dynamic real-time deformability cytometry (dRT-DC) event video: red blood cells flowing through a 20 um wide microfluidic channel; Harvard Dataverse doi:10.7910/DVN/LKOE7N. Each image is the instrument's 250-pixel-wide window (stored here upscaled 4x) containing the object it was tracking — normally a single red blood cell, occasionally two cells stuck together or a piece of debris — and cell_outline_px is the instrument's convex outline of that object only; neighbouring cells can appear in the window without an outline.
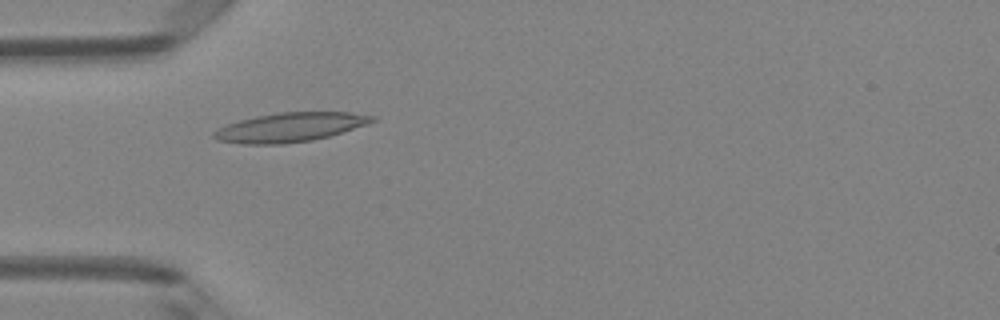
{"species": "Egyptian fruit bat (a non-hibernating species)", "species_latin": "Rousettus aegyptiacus", "temperature_condition": "room temperature", "stored_images_in_passage": 6, "camera_frame_rate_fps": 3000, "um_per_image_px": 0.085, "animal": {"sex": "female"}, "frame": {"image": 1, "passage_image": 5, "time_ms": 1.333, "image_size_px": [1000, 320], "cell_outline_px": [[376, 120], [368, 124], [328, 136], [312, 140], [284, 144], [240, 144], [216, 140], [212, 136], [212, 132], [228, 124], [240, 120], [256, 116], [280, 112], [348, 112], [376, 116]], "centroid_in_image_um": [24.64, 10.82], "position_along_channel_um": 60.4, "area_um2": 26.82}}
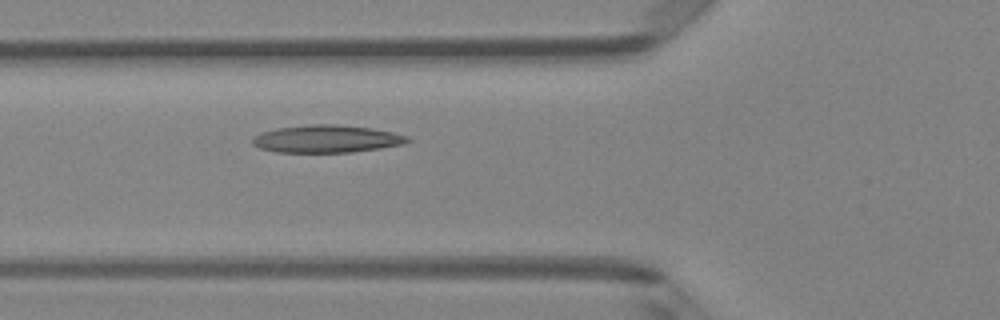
{"frame": {"image": 2, "passage_image": 6, "time_ms": 1.667, "image_size_px": [1000, 320], "cell_outline_px": [[412, 140], [404, 144], [380, 148], [352, 152], [276, 152], [260, 148], [252, 144], [252, 136], [260, 132], [276, 128], [312, 124], [340, 124], [372, 128], [392, 132], [408, 136]], "centroid_in_image_um": [27.75, 11.8], "position_along_channel_um": 98.0, "area_um2": 25.09}}